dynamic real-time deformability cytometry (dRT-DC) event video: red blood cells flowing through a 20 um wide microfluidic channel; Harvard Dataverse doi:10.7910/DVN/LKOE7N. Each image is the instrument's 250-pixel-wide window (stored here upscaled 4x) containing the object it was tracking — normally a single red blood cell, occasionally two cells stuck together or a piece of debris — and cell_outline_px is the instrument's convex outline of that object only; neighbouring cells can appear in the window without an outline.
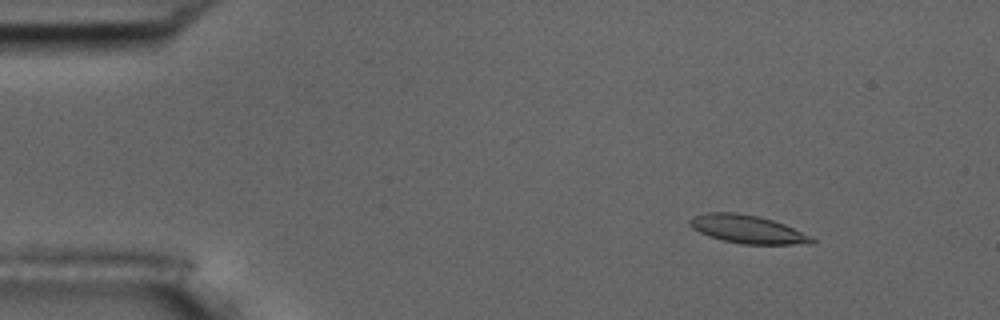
{"species": "common noctule bat (a hibernating species)", "species_latin": "Nyctalus noctula", "temperature_condition": "room temperature", "stored_images_in_passage": 6, "camera_frame_rate_fps": 3000, "um_per_image_px": 0.085, "animal": {"sex": "male", "body_mass_g": 17.5, "forearm_length_mm": 52.3}, "frame": {"image": 1, "passage_image": 1, "time_ms": 0.0, "image_size_px": [1000, 320], "cell_outline_px": [[816, 240], [812, 244], [744, 244], [724, 240], [708, 236], [692, 228], [688, 224], [688, 220], [692, 216], [708, 212], [736, 212], [760, 216], [784, 224], [812, 236]], "centroid_in_image_um": [63.53, 19.47], "position_along_channel_um": 21.5, "area_um2": 20.11}}
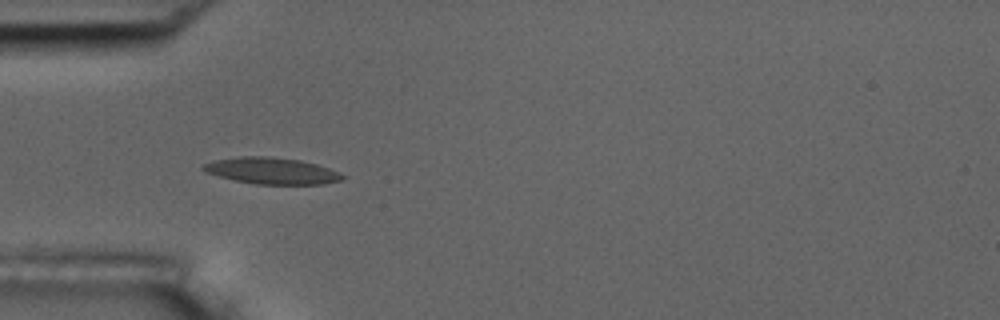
{"frame": {"image": 2, "passage_image": 3, "time_ms": 3.333, "image_size_px": [1000, 320], "cell_outline_px": [[348, 176], [344, 180], [324, 184], [256, 184], [236, 180], [204, 172], [200, 168], [204, 164], [212, 160], [240, 156], [268, 156], [300, 160], [316, 164], [340, 172]], "centroid_in_image_um": [23.12, 14.51], "position_along_channel_um": 61.9, "area_um2": 21.62}}
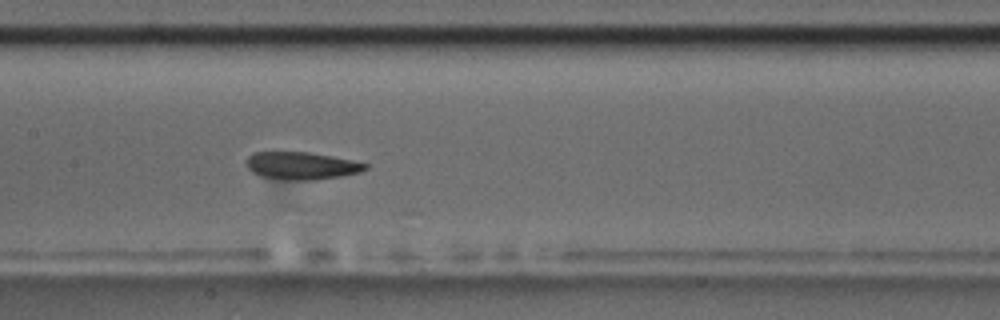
{"frame": {"image": 3, "passage_image": 6, "time_ms": 6.667, "image_size_px": [1000, 320], "cell_outline_px": [[368, 168], [360, 172], [340, 176], [316, 180], [292, 180], [260, 176], [252, 172], [248, 168], [248, 156], [252, 152], [308, 152], [368, 164]], "centroid_in_image_um": [25.61, 14.09], "position_along_channel_um": 181.8, "area_um2": 18.73}}